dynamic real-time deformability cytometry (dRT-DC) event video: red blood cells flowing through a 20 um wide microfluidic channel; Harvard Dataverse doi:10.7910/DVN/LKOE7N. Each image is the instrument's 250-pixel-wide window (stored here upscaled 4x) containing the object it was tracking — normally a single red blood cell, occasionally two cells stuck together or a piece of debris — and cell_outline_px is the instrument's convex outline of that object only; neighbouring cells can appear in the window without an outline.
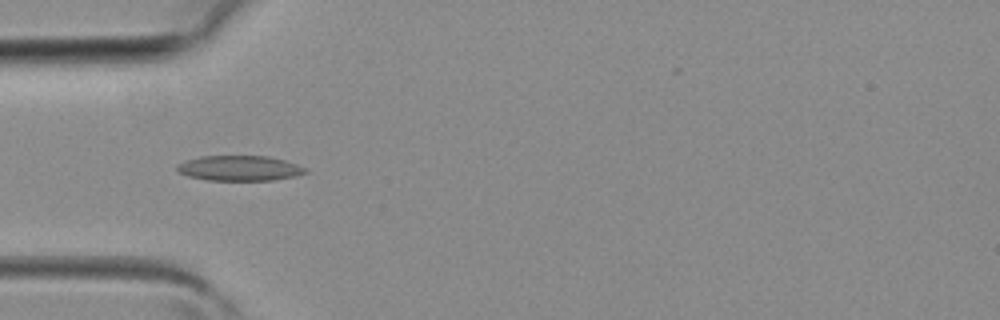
{"species": "common noctule bat (a hibernating species)", "species_latin": "Nyctalus noctula", "temperature_condition": "room temperature", "stored_images_in_passage": 5, "camera_frame_rate_fps": 3000, "um_per_image_px": 0.085, "animal": {"sex": "female", "body_mass_g": 19.3, "forearm_length_mm": 54.1}, "frame": {"image": 1, "passage_image": 4, "time_ms": 1.0, "image_size_px": [1000, 320], "cell_outline_px": [[308, 172], [296, 176], [272, 180], [208, 180], [188, 176], [180, 172], [176, 168], [176, 164], [184, 160], [200, 156], [268, 156], [284, 160], [308, 168]], "centroid_in_image_um": [20.36, 14.29], "position_along_channel_um": 64.6, "area_um2": 18.9}}
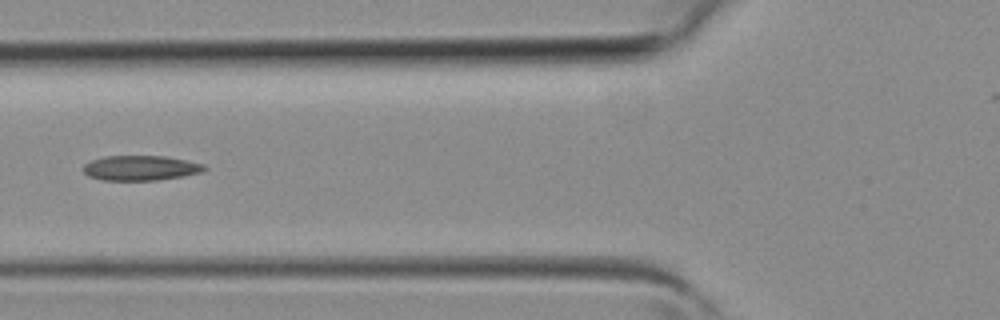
{"frame": {"image": 2, "passage_image": 5, "time_ms": 1.333, "image_size_px": [1000, 320], "cell_outline_px": [[208, 168], [204, 172], [156, 180], [104, 180], [88, 176], [80, 168], [84, 164], [92, 160], [104, 156], [168, 156], [188, 160], [204, 164]], "centroid_in_image_um": [11.96, 14.27], "position_along_channel_um": 113.8, "area_um2": 17.74}}